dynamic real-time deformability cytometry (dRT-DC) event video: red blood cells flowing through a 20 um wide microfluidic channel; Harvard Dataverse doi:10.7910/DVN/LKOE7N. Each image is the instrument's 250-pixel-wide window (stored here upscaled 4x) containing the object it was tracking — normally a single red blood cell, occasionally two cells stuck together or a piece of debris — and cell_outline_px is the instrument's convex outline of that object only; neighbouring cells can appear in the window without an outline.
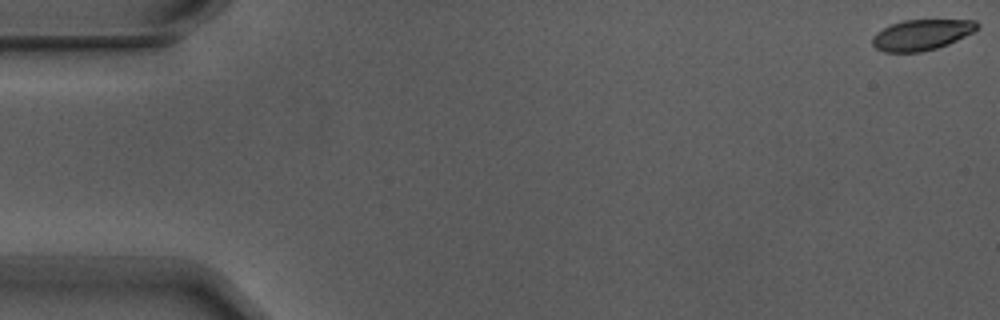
{"species": "Egyptian fruit bat (a non-hibernating species)", "species_latin": "Rousettus aegyptiacus", "temperature_condition": "warm", "stored_images_in_passage": 8, "camera_frame_rate_fps": 3000, "um_per_image_px": 0.085, "animal": {"sex": "male"}, "frame": {"image": 1, "passage_image": 1, "time_ms": 0.0, "image_size_px": [1000, 320], "cell_outline_px": [[980, 28], [948, 44], [936, 48], [920, 52], [884, 52], [876, 48], [872, 44], [872, 36], [876, 32], [892, 24], [904, 20], [976, 20], [980, 24]], "centroid_in_image_um": [78.34, 2.95], "position_along_channel_um": 6.7, "area_um2": 18.67}}
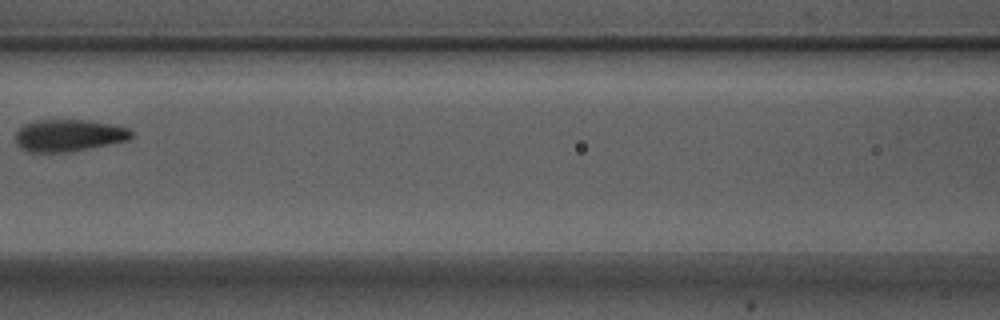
{"frame": {"image": 2, "passage_image": 7, "time_ms": 2.0, "image_size_px": [1000, 320], "cell_outline_px": [[132, 136], [128, 140], [88, 148], [64, 152], [32, 152], [20, 148], [16, 144], [16, 132], [24, 124], [36, 120], [84, 120], [116, 124], [128, 128], [132, 132]], "centroid_in_image_um": [5.83, 11.5], "position_along_channel_um": 160.8, "area_um2": 21.5}}
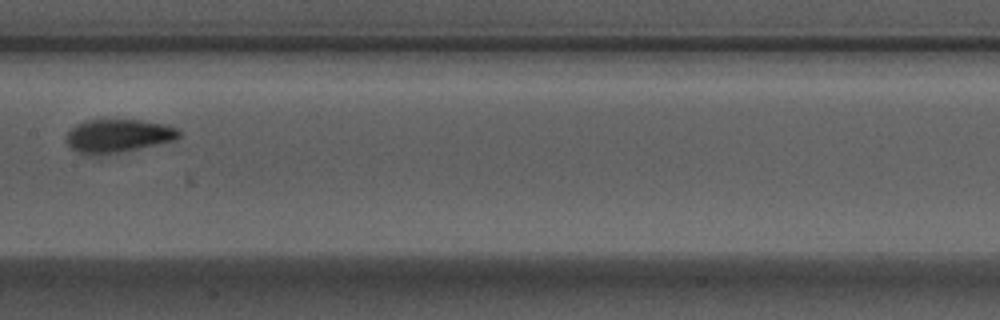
{"frame": {"image": 3, "passage_image": 8, "time_ms": 2.333, "image_size_px": [1000, 320], "cell_outline_px": [[180, 136], [176, 140], [140, 148], [100, 156], [88, 156], [72, 148], [68, 144], [68, 132], [76, 124], [84, 120], [140, 120], [164, 124], [180, 128]], "centroid_in_image_um": [10.07, 11.55], "position_along_channel_um": 197.3, "area_um2": 21.96}}